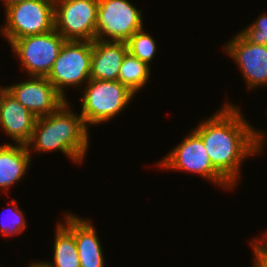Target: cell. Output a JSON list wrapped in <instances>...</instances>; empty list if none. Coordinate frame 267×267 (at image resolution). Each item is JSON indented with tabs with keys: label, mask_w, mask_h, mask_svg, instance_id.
<instances>
[{
	"label": "cell",
	"mask_w": 267,
	"mask_h": 267,
	"mask_svg": "<svg viewBox=\"0 0 267 267\" xmlns=\"http://www.w3.org/2000/svg\"><path fill=\"white\" fill-rule=\"evenodd\" d=\"M225 102L192 130L202 139L212 165L236 188L242 164L263 154L267 134L247 122L239 105Z\"/></svg>",
	"instance_id": "6da1fadb"
},
{
	"label": "cell",
	"mask_w": 267,
	"mask_h": 267,
	"mask_svg": "<svg viewBox=\"0 0 267 267\" xmlns=\"http://www.w3.org/2000/svg\"><path fill=\"white\" fill-rule=\"evenodd\" d=\"M67 100L55 112L37 117L27 146L34 153L61 152L74 164H83L90 148L89 128L80 113L73 112L74 105ZM33 152V153H32Z\"/></svg>",
	"instance_id": "7a4b0ae2"
},
{
	"label": "cell",
	"mask_w": 267,
	"mask_h": 267,
	"mask_svg": "<svg viewBox=\"0 0 267 267\" xmlns=\"http://www.w3.org/2000/svg\"><path fill=\"white\" fill-rule=\"evenodd\" d=\"M81 91V111L86 126L105 124L122 114L136 97L118 80L90 79Z\"/></svg>",
	"instance_id": "3957f363"
},
{
	"label": "cell",
	"mask_w": 267,
	"mask_h": 267,
	"mask_svg": "<svg viewBox=\"0 0 267 267\" xmlns=\"http://www.w3.org/2000/svg\"><path fill=\"white\" fill-rule=\"evenodd\" d=\"M156 168L194 173L224 191L235 187L212 165L202 139L191 129L188 134L157 161Z\"/></svg>",
	"instance_id": "277c9868"
},
{
	"label": "cell",
	"mask_w": 267,
	"mask_h": 267,
	"mask_svg": "<svg viewBox=\"0 0 267 267\" xmlns=\"http://www.w3.org/2000/svg\"><path fill=\"white\" fill-rule=\"evenodd\" d=\"M4 13L5 22L0 25V33L9 46L16 39L55 29L54 0L22 1L5 9Z\"/></svg>",
	"instance_id": "5b68a950"
},
{
	"label": "cell",
	"mask_w": 267,
	"mask_h": 267,
	"mask_svg": "<svg viewBox=\"0 0 267 267\" xmlns=\"http://www.w3.org/2000/svg\"><path fill=\"white\" fill-rule=\"evenodd\" d=\"M91 59L92 41L66 40L46 78L68 100L67 89L81 91L90 80Z\"/></svg>",
	"instance_id": "8992f818"
},
{
	"label": "cell",
	"mask_w": 267,
	"mask_h": 267,
	"mask_svg": "<svg viewBox=\"0 0 267 267\" xmlns=\"http://www.w3.org/2000/svg\"><path fill=\"white\" fill-rule=\"evenodd\" d=\"M129 0H98L96 39L126 42L144 27L143 11Z\"/></svg>",
	"instance_id": "52a82bcc"
},
{
	"label": "cell",
	"mask_w": 267,
	"mask_h": 267,
	"mask_svg": "<svg viewBox=\"0 0 267 267\" xmlns=\"http://www.w3.org/2000/svg\"><path fill=\"white\" fill-rule=\"evenodd\" d=\"M66 40L55 30L16 39L9 47L27 76L46 77Z\"/></svg>",
	"instance_id": "ba28073f"
},
{
	"label": "cell",
	"mask_w": 267,
	"mask_h": 267,
	"mask_svg": "<svg viewBox=\"0 0 267 267\" xmlns=\"http://www.w3.org/2000/svg\"><path fill=\"white\" fill-rule=\"evenodd\" d=\"M55 30L65 40L96 39L98 0H54Z\"/></svg>",
	"instance_id": "9c48e42d"
},
{
	"label": "cell",
	"mask_w": 267,
	"mask_h": 267,
	"mask_svg": "<svg viewBox=\"0 0 267 267\" xmlns=\"http://www.w3.org/2000/svg\"><path fill=\"white\" fill-rule=\"evenodd\" d=\"M233 36L222 50L239 67L246 89L267 87V45L250 43L239 32Z\"/></svg>",
	"instance_id": "30bf717a"
},
{
	"label": "cell",
	"mask_w": 267,
	"mask_h": 267,
	"mask_svg": "<svg viewBox=\"0 0 267 267\" xmlns=\"http://www.w3.org/2000/svg\"><path fill=\"white\" fill-rule=\"evenodd\" d=\"M6 86L7 91L36 118L55 112L67 101L46 77L27 76L24 81Z\"/></svg>",
	"instance_id": "8fae6325"
},
{
	"label": "cell",
	"mask_w": 267,
	"mask_h": 267,
	"mask_svg": "<svg viewBox=\"0 0 267 267\" xmlns=\"http://www.w3.org/2000/svg\"><path fill=\"white\" fill-rule=\"evenodd\" d=\"M61 222L74 234L80 267H105L103 245L92 220L66 212Z\"/></svg>",
	"instance_id": "7c38bea8"
},
{
	"label": "cell",
	"mask_w": 267,
	"mask_h": 267,
	"mask_svg": "<svg viewBox=\"0 0 267 267\" xmlns=\"http://www.w3.org/2000/svg\"><path fill=\"white\" fill-rule=\"evenodd\" d=\"M36 117L8 91L3 95L0 109V128L13 144L27 145L31 139ZM3 129V130H2Z\"/></svg>",
	"instance_id": "4fadbf2b"
},
{
	"label": "cell",
	"mask_w": 267,
	"mask_h": 267,
	"mask_svg": "<svg viewBox=\"0 0 267 267\" xmlns=\"http://www.w3.org/2000/svg\"><path fill=\"white\" fill-rule=\"evenodd\" d=\"M128 53L126 42L92 41L90 79L116 81Z\"/></svg>",
	"instance_id": "5bb4252c"
},
{
	"label": "cell",
	"mask_w": 267,
	"mask_h": 267,
	"mask_svg": "<svg viewBox=\"0 0 267 267\" xmlns=\"http://www.w3.org/2000/svg\"><path fill=\"white\" fill-rule=\"evenodd\" d=\"M27 146L4 142L0 144V192L5 194L23 180L32 162Z\"/></svg>",
	"instance_id": "9a60e30c"
},
{
	"label": "cell",
	"mask_w": 267,
	"mask_h": 267,
	"mask_svg": "<svg viewBox=\"0 0 267 267\" xmlns=\"http://www.w3.org/2000/svg\"><path fill=\"white\" fill-rule=\"evenodd\" d=\"M53 244L54 260L46 261L49 267H80L74 234L60 221L55 225Z\"/></svg>",
	"instance_id": "2e32d148"
},
{
	"label": "cell",
	"mask_w": 267,
	"mask_h": 267,
	"mask_svg": "<svg viewBox=\"0 0 267 267\" xmlns=\"http://www.w3.org/2000/svg\"><path fill=\"white\" fill-rule=\"evenodd\" d=\"M151 69L146 62L128 52L121 64L118 81L136 95L150 83Z\"/></svg>",
	"instance_id": "e0dca14e"
},
{
	"label": "cell",
	"mask_w": 267,
	"mask_h": 267,
	"mask_svg": "<svg viewBox=\"0 0 267 267\" xmlns=\"http://www.w3.org/2000/svg\"><path fill=\"white\" fill-rule=\"evenodd\" d=\"M145 28L135 32L127 41L128 52L139 58L141 61L146 62L151 66V62L156 56L157 43L155 38H153L150 33H146Z\"/></svg>",
	"instance_id": "ac0fdd59"
},
{
	"label": "cell",
	"mask_w": 267,
	"mask_h": 267,
	"mask_svg": "<svg viewBox=\"0 0 267 267\" xmlns=\"http://www.w3.org/2000/svg\"><path fill=\"white\" fill-rule=\"evenodd\" d=\"M11 207L5 209L1 214L0 235L4 237H14L21 235L27 229V221L24 211L19 208L17 200H11ZM5 212V213H4Z\"/></svg>",
	"instance_id": "d6986e66"
},
{
	"label": "cell",
	"mask_w": 267,
	"mask_h": 267,
	"mask_svg": "<svg viewBox=\"0 0 267 267\" xmlns=\"http://www.w3.org/2000/svg\"><path fill=\"white\" fill-rule=\"evenodd\" d=\"M263 12L252 23L246 25V28L239 30V33L250 43L267 45V12Z\"/></svg>",
	"instance_id": "ffe728a7"
},
{
	"label": "cell",
	"mask_w": 267,
	"mask_h": 267,
	"mask_svg": "<svg viewBox=\"0 0 267 267\" xmlns=\"http://www.w3.org/2000/svg\"><path fill=\"white\" fill-rule=\"evenodd\" d=\"M252 248V267H267V252L254 240L249 243Z\"/></svg>",
	"instance_id": "44dd1931"
},
{
	"label": "cell",
	"mask_w": 267,
	"mask_h": 267,
	"mask_svg": "<svg viewBox=\"0 0 267 267\" xmlns=\"http://www.w3.org/2000/svg\"><path fill=\"white\" fill-rule=\"evenodd\" d=\"M254 240L267 252V229L260 237H255Z\"/></svg>",
	"instance_id": "7402d4cb"
},
{
	"label": "cell",
	"mask_w": 267,
	"mask_h": 267,
	"mask_svg": "<svg viewBox=\"0 0 267 267\" xmlns=\"http://www.w3.org/2000/svg\"><path fill=\"white\" fill-rule=\"evenodd\" d=\"M27 267H49L45 262L44 260H36L35 259L33 261H31Z\"/></svg>",
	"instance_id": "603a6c76"
},
{
	"label": "cell",
	"mask_w": 267,
	"mask_h": 267,
	"mask_svg": "<svg viewBox=\"0 0 267 267\" xmlns=\"http://www.w3.org/2000/svg\"><path fill=\"white\" fill-rule=\"evenodd\" d=\"M0 1H1V3L4 4L3 7L5 9H7L8 7H10L14 4H17V3L22 2V1H28V0H0Z\"/></svg>",
	"instance_id": "cb8c5ba5"
},
{
	"label": "cell",
	"mask_w": 267,
	"mask_h": 267,
	"mask_svg": "<svg viewBox=\"0 0 267 267\" xmlns=\"http://www.w3.org/2000/svg\"><path fill=\"white\" fill-rule=\"evenodd\" d=\"M7 91V86H0V109L4 93Z\"/></svg>",
	"instance_id": "d4e9b609"
}]
</instances>
